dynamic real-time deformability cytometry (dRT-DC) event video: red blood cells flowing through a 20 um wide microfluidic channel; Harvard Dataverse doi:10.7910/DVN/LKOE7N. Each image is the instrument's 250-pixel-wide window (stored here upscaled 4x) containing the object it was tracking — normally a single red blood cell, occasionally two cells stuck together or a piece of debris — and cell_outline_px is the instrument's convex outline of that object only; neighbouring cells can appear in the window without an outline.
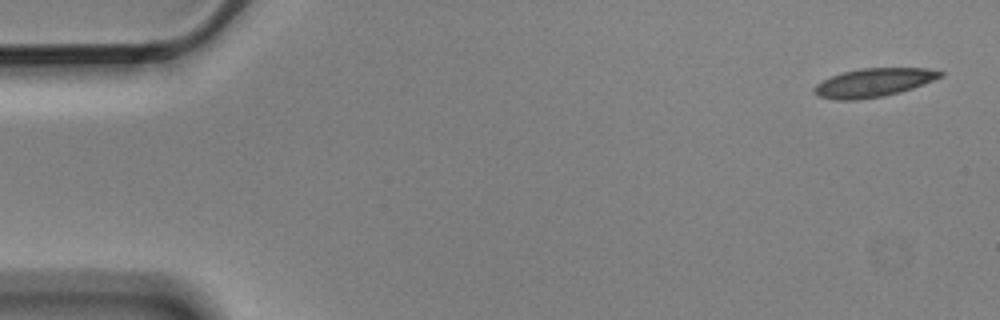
{"species": "Egyptian fruit bat (a non-hibernating species)", "species_latin": "Rousettus aegyptiacus", "temperature_condition": "cold", "stored_images_in_passage": 5, "camera_frame_rate_fps": 3000, "um_per_image_px": 0.085, "animal": {"sex": "male"}, "frame": {"image": 1, "passage_image": 1, "time_ms": 0.0, "image_size_px": [1000, 320], "cell_outline_px": [[944, 76], [924, 84], [900, 92], [884, 96], [856, 100], [840, 100], [820, 96], [812, 92], [812, 88], [816, 84], [832, 76], [844, 72], [860, 68], [928, 68], [944, 72]], "centroid_in_image_um": [74.28, 7.02], "position_along_channel_um": 10.7, "area_um2": 20.92}}